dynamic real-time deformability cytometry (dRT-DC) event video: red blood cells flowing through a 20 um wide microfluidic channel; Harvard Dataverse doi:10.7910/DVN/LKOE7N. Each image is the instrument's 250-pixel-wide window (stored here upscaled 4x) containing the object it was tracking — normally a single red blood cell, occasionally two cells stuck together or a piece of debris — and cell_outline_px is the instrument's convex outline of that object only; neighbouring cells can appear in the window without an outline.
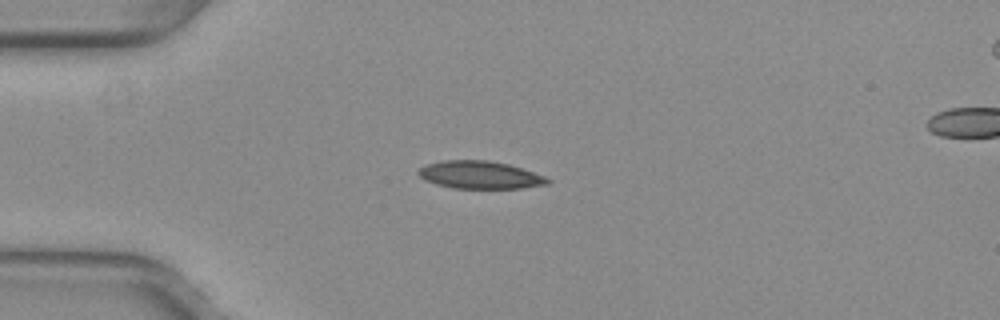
{"species": "common noctule bat (a hibernating species)", "species_latin": "Nyctalus noctula", "temperature_condition": "warm", "stored_images_in_passage": 40, "camera_frame_rate_fps": 3000, "um_per_image_px": 0.085, "animal": {"sex": "female", "body_mass_g": 29.2, "forearm_length_mm": 56.3}, "frame": {"image": 1, "passage_image": 1, "time_ms": 0.0, "image_size_px": [1000, 320], "cell_outline_px": [[552, 180], [548, 184], [520, 188], [452, 188], [436, 184], [424, 180], [416, 172], [424, 164], [444, 160], [488, 160], [508, 164], [544, 176]], "centroid_in_image_um": [40.75, 14.86], "position_along_channel_um": 44.3, "area_um2": 20.81}}
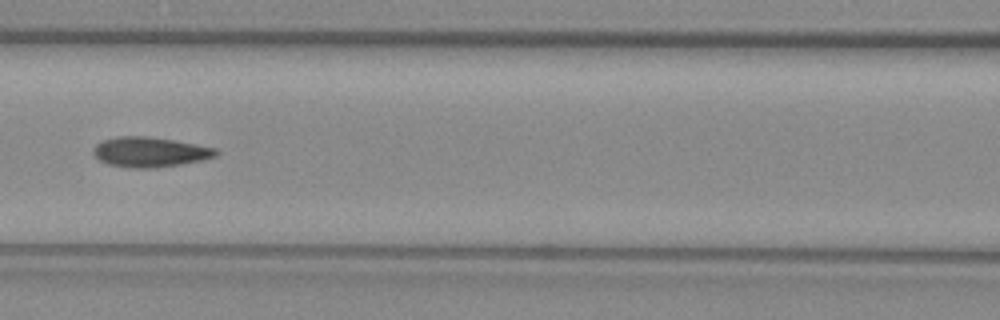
{"frame": {"image": 2, "passage_image": 11, "time_ms": 3.333, "image_size_px": [1000, 320], "cell_outline_px": [[220, 152], [216, 156], [200, 160], [180, 164], [156, 168], [132, 168], [108, 164], [100, 160], [92, 152], [92, 148], [96, 144], [104, 140], [120, 136], [144, 136], [172, 140], [196, 144], [216, 148]], "centroid_in_image_um": [12.74, 12.92], "position_along_channel_um": 153.9, "area_um2": 21.27}}
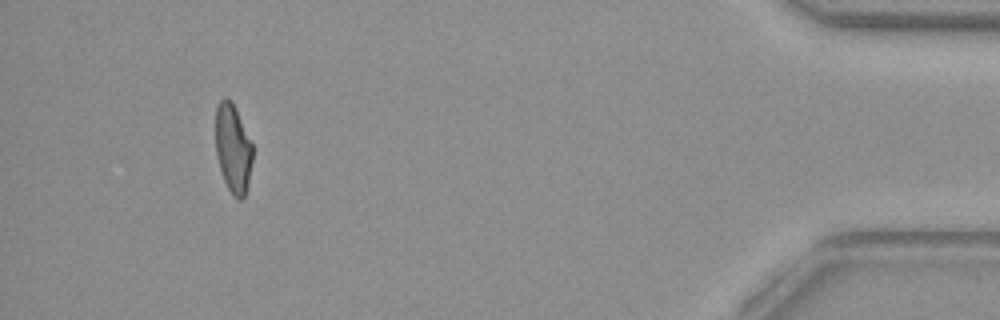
{"frame": {"image": 3, "passage_image": 36, "time_ms": 11.667, "image_size_px": [1000, 320], "cell_outline_px": [[252, 160], [248, 184], [244, 196], [240, 200], [232, 196], [224, 180], [216, 156], [216, 104], [224, 96], [232, 100], [252, 144]], "centroid_in_image_um": [19.79, 12.6], "position_along_channel_um": 415.4, "area_um2": 19.13}, "authors_computed_cell_mechanics": {"area_um2": 20.7502, "velocity_mm_per_s": 3.9736, "shape_relaxation_time_tau1_ms": 7.2814, "shape_relaxation_time_tau2_ms": 1.9444, "deformation_change_tau1": 0.1952, "deformation_change_tau2": 0.0788}}